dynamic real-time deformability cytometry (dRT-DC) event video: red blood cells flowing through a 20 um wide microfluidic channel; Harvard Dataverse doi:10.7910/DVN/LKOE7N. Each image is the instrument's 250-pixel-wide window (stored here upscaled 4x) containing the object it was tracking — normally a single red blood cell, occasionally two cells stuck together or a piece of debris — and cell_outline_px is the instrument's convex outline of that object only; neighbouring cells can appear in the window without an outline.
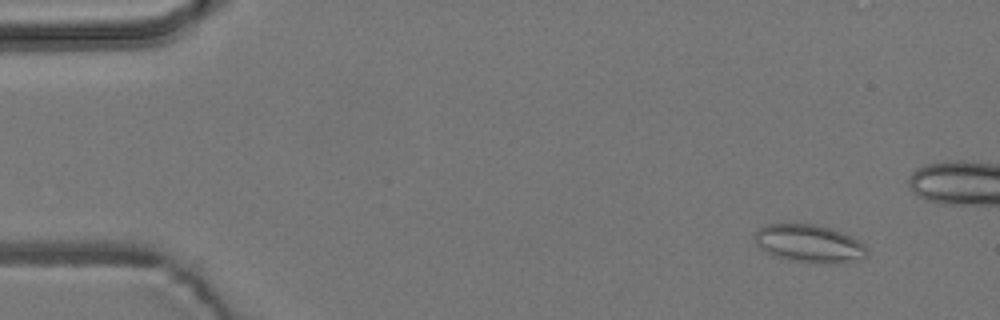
{"species": "common noctule bat (a hibernating species)", "species_latin": "Nyctalus noctula", "temperature_condition": "room temperature", "stored_images_in_passage": 6, "camera_frame_rate_fps": 3000, "um_per_image_px": 0.085, "animal": {"sex": "male", "body_mass_g": 19.2, "forearm_length_mm": 51.8}, "frame": {"image": 1, "passage_image": 2, "time_ms": 1.0, "image_size_px": [1000, 320], "cell_outline_px": [[868, 252], [864, 256], [844, 264], [828, 264], [788, 260], [776, 256], [760, 248], [756, 244], [752, 236], [756, 228], [764, 224], [816, 224], [832, 228], [844, 232], [852, 236], [868, 248]], "centroid_in_image_um": [68.76, 20.69], "position_along_channel_um": 16.2, "area_um2": 25.2}}